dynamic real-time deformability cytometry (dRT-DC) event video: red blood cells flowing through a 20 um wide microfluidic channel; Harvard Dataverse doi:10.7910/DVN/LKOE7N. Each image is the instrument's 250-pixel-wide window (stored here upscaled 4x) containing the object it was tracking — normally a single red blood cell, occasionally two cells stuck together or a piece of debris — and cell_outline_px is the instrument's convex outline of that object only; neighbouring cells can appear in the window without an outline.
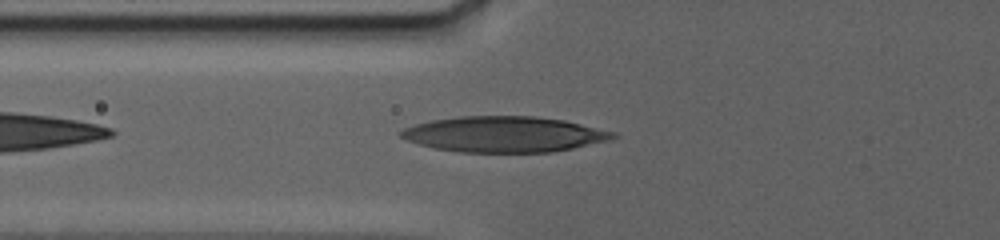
{"species": "human", "species_latin": "Homo sapiens", "temperature_condition": "warm", "stored_images_in_passage": 6, "camera_frame_rate_fps": 3000, "um_per_image_px": 0.085, "donor": {"sex": "female"}, "frame": {"image": 1, "passage_image": 5, "time_ms": 1.0, "image_size_px": [1000, 240], "cell_outline_px": [[620, 136], [608, 140], [572, 148], [552, 152], [460, 152], [436, 148], [420, 144], [408, 140], [400, 136], [400, 132], [404, 128], [416, 124], [432, 120], [460, 116], [532, 116], [564, 120], [616, 132]], "centroid_in_image_um": [42.88, 11.41], "position_along_channel_um": 82.9, "area_um2": 43.81}}